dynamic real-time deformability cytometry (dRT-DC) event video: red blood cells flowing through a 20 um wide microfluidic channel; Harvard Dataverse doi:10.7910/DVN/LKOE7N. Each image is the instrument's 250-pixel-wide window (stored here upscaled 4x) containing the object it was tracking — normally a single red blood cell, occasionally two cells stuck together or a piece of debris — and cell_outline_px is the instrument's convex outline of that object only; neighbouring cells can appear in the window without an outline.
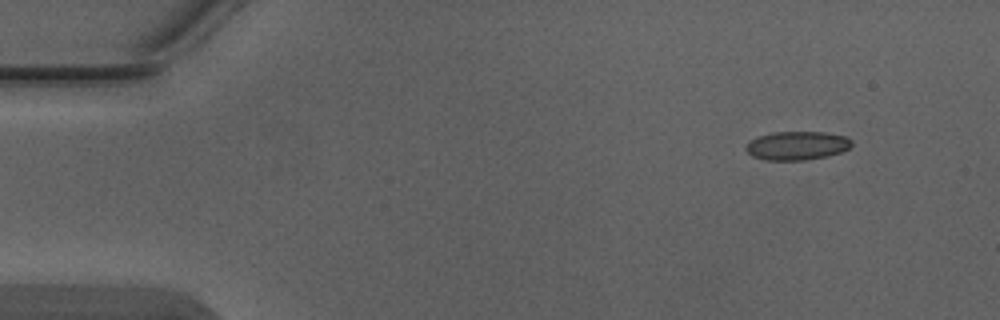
{"species": "Egyptian fruit bat (a non-hibernating species)", "species_latin": "Rousettus aegyptiacus", "temperature_condition": "warm", "stored_images_in_passage": 5, "segment_of_instrument_passage": [1, 2], "camera_frame_rate_fps": 3000, "um_per_image_px": 0.085, "animal": {"sex": "male"}, "frame": {"image": 1, "passage_image": 1, "time_ms": 0.0, "image_size_px": [1000, 320], "cell_outline_px": [[852, 144], [848, 148], [840, 152], [828, 156], [804, 160], [764, 160], [752, 156], [744, 148], [756, 136], [772, 132], [824, 132], [848, 136], [852, 140]], "centroid_in_image_um": [67.75, 12.37], "position_along_channel_um": 17.2, "area_um2": 17.74}}